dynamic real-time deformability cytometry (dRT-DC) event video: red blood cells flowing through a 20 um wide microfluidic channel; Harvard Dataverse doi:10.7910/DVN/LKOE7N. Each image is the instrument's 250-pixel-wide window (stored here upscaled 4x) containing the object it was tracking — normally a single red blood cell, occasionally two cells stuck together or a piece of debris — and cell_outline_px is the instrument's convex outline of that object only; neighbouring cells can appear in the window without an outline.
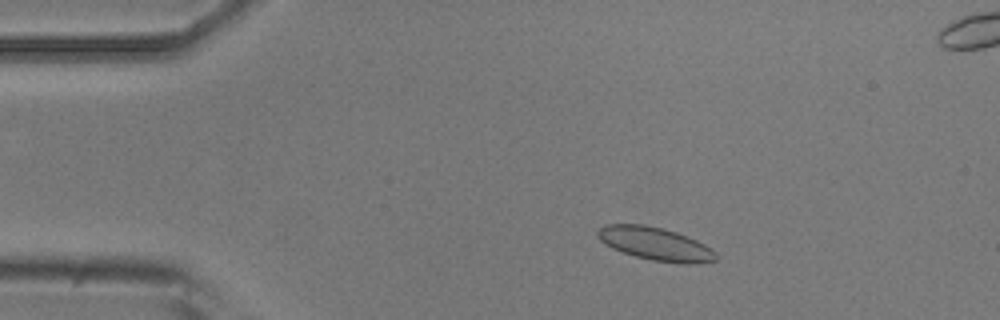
{"species": "common noctule bat (a hibernating species)", "species_latin": "Nyctalus noctula", "temperature_condition": "room temperature", "stored_images_in_passage": 5, "camera_frame_rate_fps": 3000, "um_per_image_px": 0.085, "animal": {"sex": "male", "body_mass_g": 20.5, "forearm_length_mm": 52.5}, "frame": {"image": 1, "passage_image": 2, "time_ms": 1.333, "image_size_px": [1000, 320], "cell_outline_px": [[716, 260], [692, 264], [684, 264], [652, 260], [636, 256], [612, 248], [604, 244], [596, 236], [596, 232], [604, 224], [644, 224], [664, 228], [676, 232], [696, 240], [704, 244], [716, 252]], "centroid_in_image_um": [55.68, 20.71], "position_along_channel_um": 29.3, "area_um2": 22.77}}
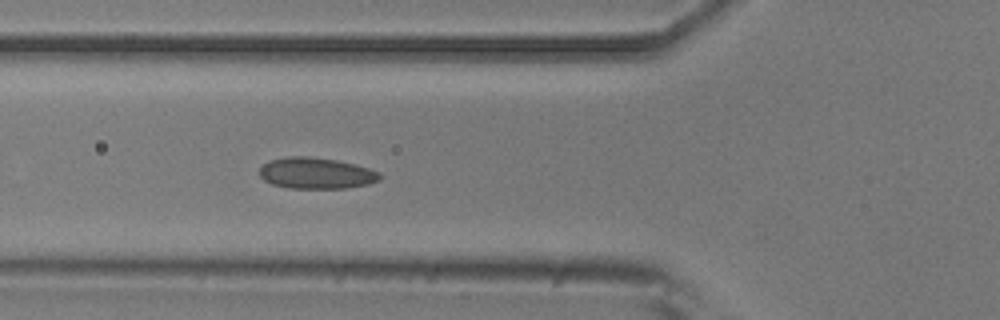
{"frame": {"image": 2, "passage_image": 5, "time_ms": 4.667, "image_size_px": [1000, 320], "cell_outline_px": [[380, 180], [368, 184], [348, 188], [288, 188], [272, 184], [264, 180], [260, 176], [260, 168], [264, 164], [272, 160], [288, 156], [308, 156], [336, 160], [356, 164], [380, 172]], "centroid_in_image_um": [26.89, 14.72], "position_along_channel_um": 98.9, "area_um2": 21.85}}